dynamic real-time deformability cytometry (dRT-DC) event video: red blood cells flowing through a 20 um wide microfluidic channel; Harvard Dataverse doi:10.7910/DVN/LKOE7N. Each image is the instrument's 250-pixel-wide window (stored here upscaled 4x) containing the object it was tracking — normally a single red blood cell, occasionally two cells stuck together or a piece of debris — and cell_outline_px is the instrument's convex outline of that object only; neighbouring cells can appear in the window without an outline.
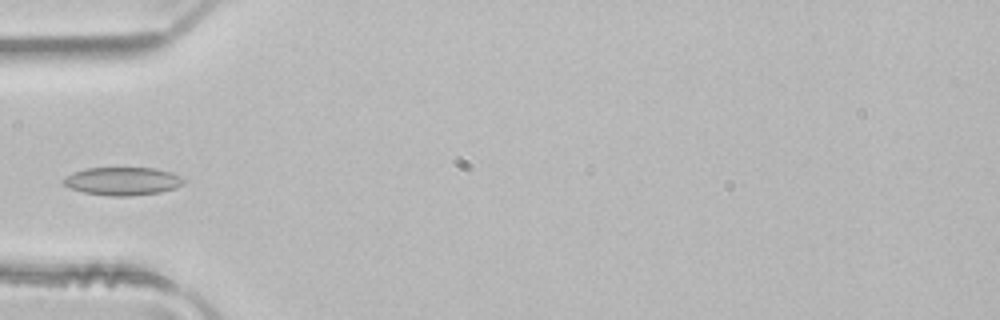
{"species": "common noctule bat (a hibernating species)", "species_latin": "Nyctalus noctula", "temperature_condition": "room temperature", "stored_images_in_passage": 4, "camera_frame_rate_fps": 3000, "um_per_image_px": 0.085, "animal": {"sex": "male", "body_mass_g": 21.5, "forearm_length_mm": 52.0}, "frame": {"image": 1, "passage_image": 4, "time_ms": 1.0, "image_size_px": [1000, 320], "cell_outline_px": [[184, 184], [176, 188], [160, 192], [128, 196], [108, 196], [84, 192], [72, 188], [64, 184], [60, 180], [76, 172], [88, 168], [156, 168], [180, 176], [184, 180]], "centroid_in_image_um": [10.44, 15.4], "position_along_channel_um": 74.6, "area_um2": 19.42}}